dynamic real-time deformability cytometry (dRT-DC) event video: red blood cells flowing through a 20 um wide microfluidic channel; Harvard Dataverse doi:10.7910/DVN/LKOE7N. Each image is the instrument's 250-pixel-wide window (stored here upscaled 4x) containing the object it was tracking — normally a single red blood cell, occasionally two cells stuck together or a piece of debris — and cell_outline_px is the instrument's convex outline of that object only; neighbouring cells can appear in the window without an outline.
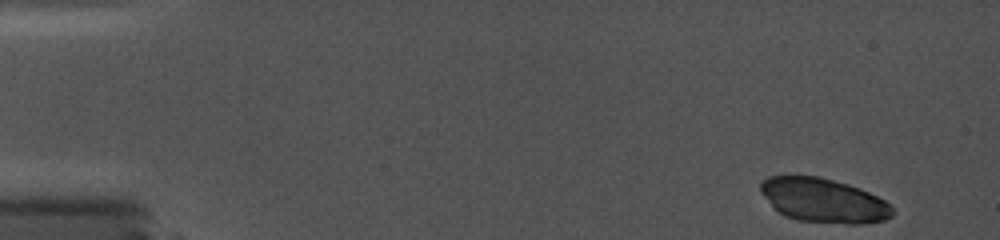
{"species": "common noctule bat (a hibernating species)", "species_latin": "Nyctalus noctula", "temperature_condition": "cold", "stored_images_in_passage": 9, "camera_frame_rate_fps": 5000, "um_per_image_px": 0.085, "animal": {"sex": "female", "body_mass_g": 19.0, "forearm_length_mm": 56.7}, "frame": {"image": 1, "passage_image": 1, "time_ms": 0.0, "image_size_px": [1000, 240], "cell_outline_px": [[896, 212], [892, 216], [884, 220], [860, 224], [848, 224], [796, 220], [784, 216], [760, 192], [760, 184], [768, 176], [820, 176], [848, 184], [860, 188], [884, 200]], "centroid_in_image_um": [70.02, 17.04], "position_along_channel_um": 15.0, "area_um2": 33.81}}